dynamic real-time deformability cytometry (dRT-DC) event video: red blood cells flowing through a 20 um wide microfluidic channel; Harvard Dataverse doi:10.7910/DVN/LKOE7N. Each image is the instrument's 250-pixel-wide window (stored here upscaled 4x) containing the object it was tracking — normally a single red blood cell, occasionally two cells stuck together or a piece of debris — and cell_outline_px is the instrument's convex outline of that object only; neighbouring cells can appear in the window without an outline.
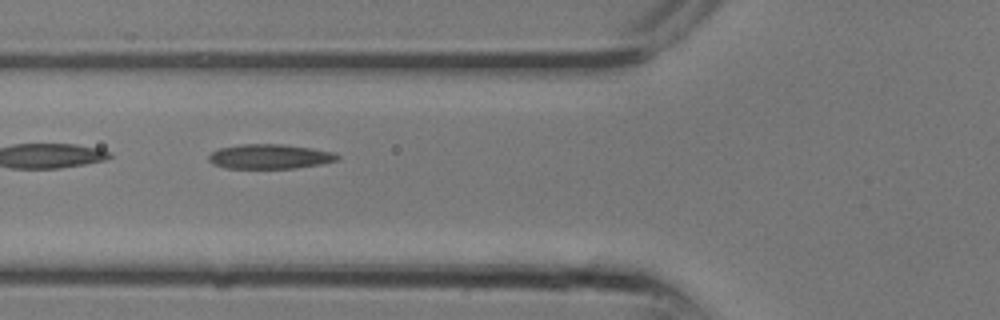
{"species": "common noctule bat (a hibernating species)", "species_latin": "Nyctalus noctula", "temperature_condition": "room temperature", "stored_images_in_passage": 8, "camera_frame_rate_fps": 3000, "um_per_image_px": 0.085, "animal": {"sex": "male", "body_mass_g": 13.3}, "frame": {"image": 1, "passage_image": 5, "time_ms": 1.333, "image_size_px": [1000, 320], "cell_outline_px": [[340, 160], [320, 164], [296, 168], [224, 168], [212, 164], [208, 160], [208, 156], [212, 152], [220, 148], [240, 144], [284, 144], [312, 148], [336, 152], [340, 156]], "centroid_in_image_um": [22.96, 13.3], "position_along_channel_um": 102.8, "area_um2": 18.67}}
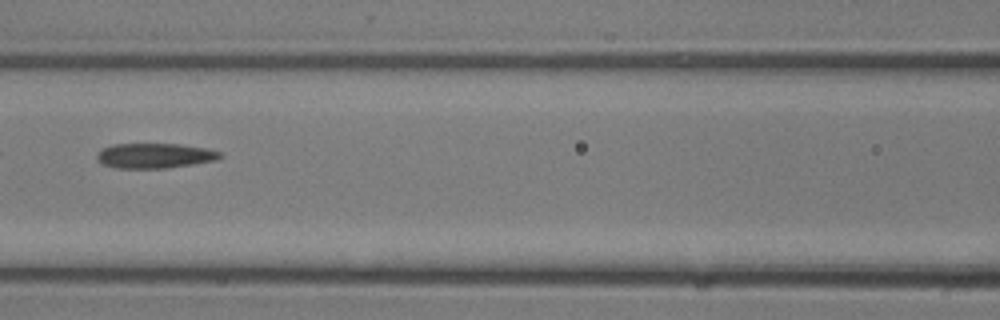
{"frame": {"image": 2, "passage_image": 7, "time_ms": 2.0, "image_size_px": [1000, 320], "cell_outline_px": [[224, 156], [216, 160], [168, 168], [116, 168], [104, 164], [96, 160], [96, 156], [100, 148], [112, 144], [180, 144], [208, 148], [220, 152]], "centroid_in_image_um": [13.14, 13.23], "position_along_channel_um": 153.5, "area_um2": 18.09}}